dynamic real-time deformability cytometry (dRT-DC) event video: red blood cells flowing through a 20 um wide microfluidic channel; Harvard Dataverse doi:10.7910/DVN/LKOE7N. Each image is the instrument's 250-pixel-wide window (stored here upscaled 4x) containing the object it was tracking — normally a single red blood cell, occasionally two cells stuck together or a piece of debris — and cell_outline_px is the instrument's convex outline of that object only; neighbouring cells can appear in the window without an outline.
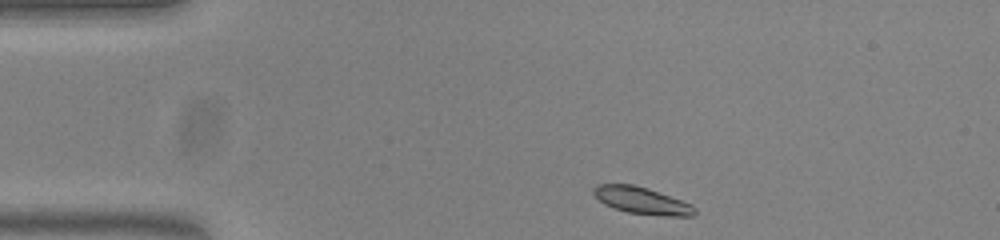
{"species": "common noctule bat (a hibernating species)", "species_latin": "Nyctalus noctula", "temperature_condition": "warm", "stored_images_in_passage": 45, "camera_frame_rate_fps": 3000, "um_per_image_px": 0.085, "animal": {"sex": "female", "body_mass_g": 23.0, "forearm_length_mm": 53.4}, "frame": {"image": 1, "passage_image": 1, "time_ms": 0.0, "image_size_px": [1000, 240], "cell_outline_px": [[696, 212], [692, 216], [664, 216], [628, 212], [604, 204], [592, 192], [592, 188], [596, 184], [632, 184], [648, 188], [692, 204], [696, 208]], "centroid_in_image_um": [54.56, 17.04], "position_along_channel_um": 30.4, "area_um2": 15.78}}
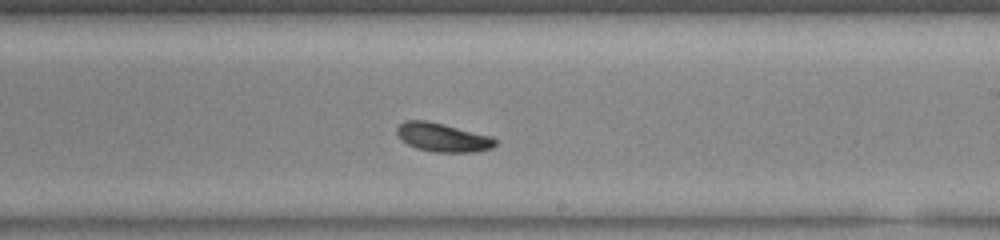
{"frame": {"image": 2, "passage_image": 23, "time_ms": 7.333, "image_size_px": [1000, 240], "cell_outline_px": [[496, 144], [492, 148], [472, 152], [432, 152], [416, 148], [400, 140], [396, 132], [396, 128], [404, 120], [424, 120], [444, 124], [492, 136], [496, 140]], "centroid_in_image_um": [37.6, 11.68], "position_along_channel_um": 251.4, "area_um2": 16.53}}
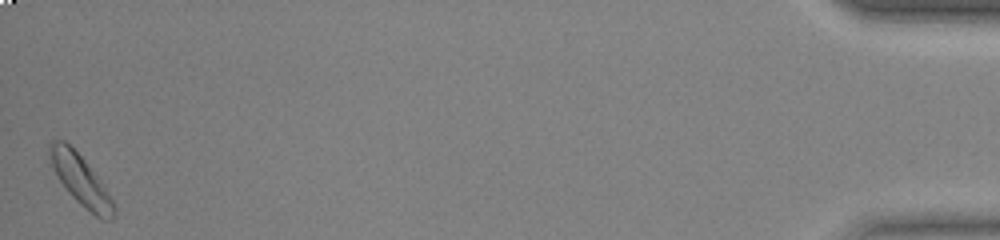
{"frame": {"image": 3, "passage_image": 45, "time_ms": 14.667, "image_size_px": [1000, 240], "cell_outline_px": [[116, 212], [112, 220], [104, 220], [96, 216], [84, 208], [68, 192], [60, 180], [52, 164], [48, 152], [48, 148], [52, 140], [64, 140], [84, 160], [100, 180], [116, 204]], "centroid_in_image_um": [6.9, 15.36], "position_along_channel_um": 428.3, "area_um2": 18.5}, "authors_computed_cell_mechanics": {"area_um2": 16.5886, "velocity_mm_per_s": 3.7446, "shape_relaxation_time_tau1_ms": 3.3368, "shape_relaxation_time_tau2_ms": null, "deformation_change_tau1": 0.1293, "deformation_change_tau2": null}}